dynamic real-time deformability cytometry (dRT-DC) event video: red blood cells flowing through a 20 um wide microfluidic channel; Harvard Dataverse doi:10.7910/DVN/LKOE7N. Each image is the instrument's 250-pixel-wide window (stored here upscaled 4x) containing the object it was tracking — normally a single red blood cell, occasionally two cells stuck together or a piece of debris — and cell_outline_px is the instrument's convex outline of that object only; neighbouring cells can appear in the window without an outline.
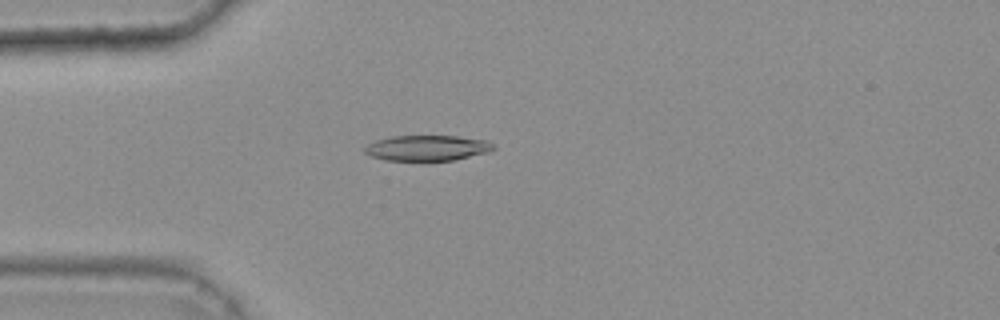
{"species": "common noctule bat (a hibernating species)", "species_latin": "Nyctalus noctula", "temperature_condition": "warm", "stored_images_in_passage": 47, "camera_frame_rate_fps": 3000, "um_per_image_px": 0.085, "animal": {"sex": "female", "body_mass_g": 25.1}, "frame": {"image": 1, "passage_image": 15, "time_ms": 4.667, "image_size_px": [1000, 320], "cell_outline_px": [[496, 148], [488, 152], [452, 160], [424, 164], [384, 160], [372, 156], [364, 152], [364, 148], [368, 144], [376, 140], [392, 136], [456, 136], [488, 140]], "centroid_in_image_um": [36.28, 12.62], "position_along_channel_um": 48.7, "area_um2": 19.94}}
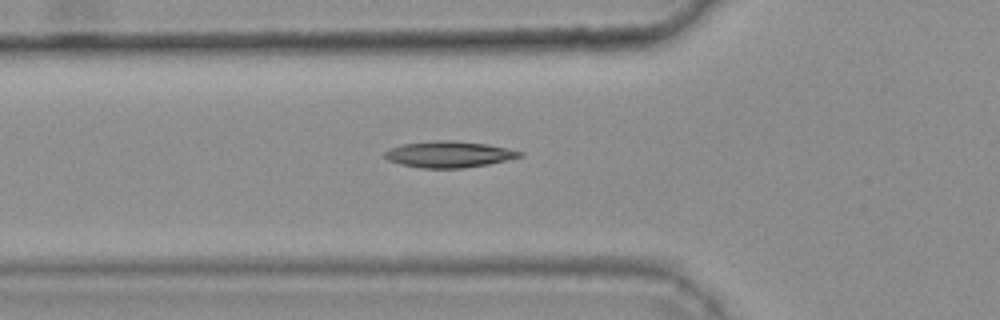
{"frame": {"image": 2, "passage_image": 19, "time_ms": 6.0, "image_size_px": [1000, 320], "cell_outline_px": [[524, 156], [488, 164], [464, 168], [420, 168], [400, 164], [388, 160], [384, 156], [384, 152], [392, 148], [404, 144], [436, 140], [452, 140], [488, 144], [524, 152]], "centroid_in_image_um": [38.18, 13.12], "position_along_channel_um": 87.6, "area_um2": 20.63}}
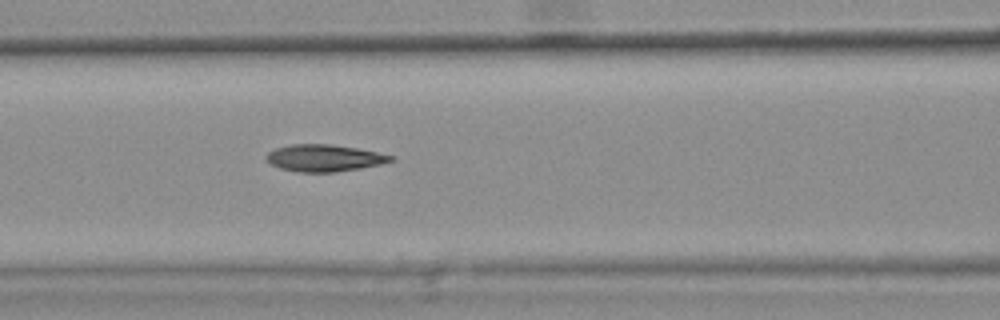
{"frame": {"image": 3, "passage_image": 23, "time_ms": 7.333, "image_size_px": [1000, 320], "cell_outline_px": [[392, 160], [380, 164], [360, 168], [336, 172], [296, 172], [280, 168], [264, 160], [264, 156], [268, 152], [276, 148], [292, 144], [332, 144], [356, 148], [376, 152], [392, 156]], "centroid_in_image_um": [27.48, 13.43], "position_along_channel_um": 139.1, "area_um2": 19.42}, "authors_computed_cell_mechanics": {"area_um2": 19.5942, "velocity_mm_per_s": 3.8144, "shape_relaxation_time_tau1_ms": 7.6588, "shape_relaxation_time_tau2_ms": 3.7703, "deformation_change_tau1": 0.1918, "deformation_change_tau2": 0.1194}}